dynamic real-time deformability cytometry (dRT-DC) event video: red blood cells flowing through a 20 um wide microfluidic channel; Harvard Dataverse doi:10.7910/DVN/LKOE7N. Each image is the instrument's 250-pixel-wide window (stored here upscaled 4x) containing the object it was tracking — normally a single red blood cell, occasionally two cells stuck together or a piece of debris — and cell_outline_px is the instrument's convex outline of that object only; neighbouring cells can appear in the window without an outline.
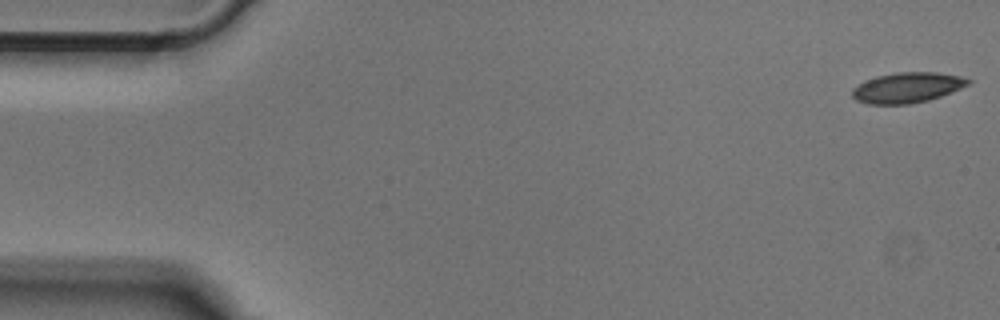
{"species": "Egyptian fruit bat (a non-hibernating species)", "species_latin": "Rousettus aegyptiacus", "temperature_condition": "cold", "stored_images_in_passage": 50, "camera_frame_rate_fps": 3000, "um_per_image_px": 0.085, "animal": {"sex": "male"}, "frame": {"image": 1, "passage_image": 1, "time_ms": 0.0, "image_size_px": [1000, 320], "cell_outline_px": [[972, 80], [968, 84], [960, 88], [940, 96], [928, 100], [908, 104], [868, 104], [856, 100], [852, 96], [852, 88], [856, 84], [864, 80], [876, 76], [896, 72], [936, 72], [960, 76]], "centroid_in_image_um": [77.05, 7.44], "position_along_channel_um": 7.9, "area_um2": 20.52}}
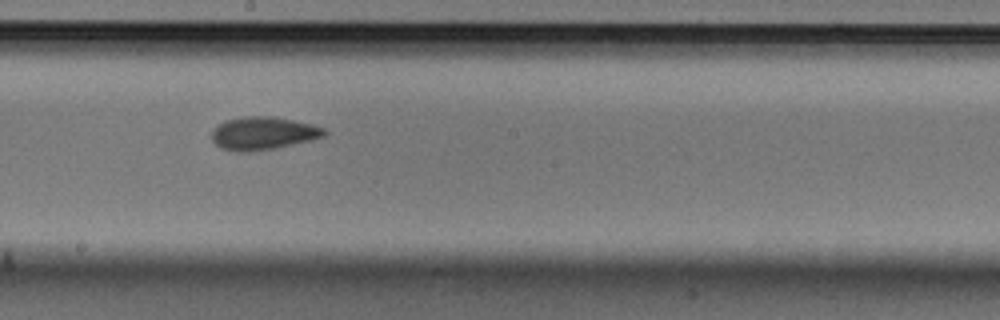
{"frame": {"image": 2, "passage_image": 27, "time_ms": 8.667, "image_size_px": [1000, 320], "cell_outline_px": [[328, 132], [324, 136], [312, 140], [276, 148], [252, 152], [236, 152], [220, 148], [212, 140], [212, 128], [216, 124], [228, 120], [244, 116], [272, 116], [312, 124], [324, 128]], "centroid_in_image_um": [22.35, 11.34], "position_along_channel_um": 225.9, "area_um2": 21.85}}
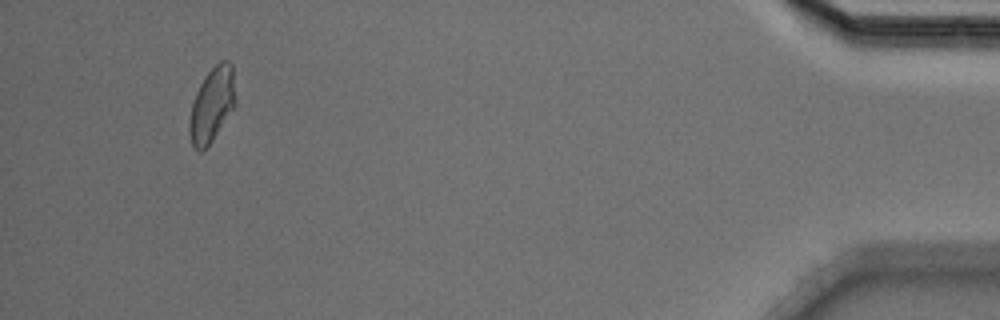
{"frame": {"image": 3, "passage_image": 47, "time_ms": 15.333, "image_size_px": [1000, 320], "cell_outline_px": [[236, 104], [212, 140], [200, 152], [192, 148], [188, 132], [188, 124], [192, 100], [204, 76], [220, 60], [228, 60], [232, 64]], "centroid_in_image_um": [17.99, 8.9], "position_along_channel_um": 417.2, "area_um2": 20.11}}